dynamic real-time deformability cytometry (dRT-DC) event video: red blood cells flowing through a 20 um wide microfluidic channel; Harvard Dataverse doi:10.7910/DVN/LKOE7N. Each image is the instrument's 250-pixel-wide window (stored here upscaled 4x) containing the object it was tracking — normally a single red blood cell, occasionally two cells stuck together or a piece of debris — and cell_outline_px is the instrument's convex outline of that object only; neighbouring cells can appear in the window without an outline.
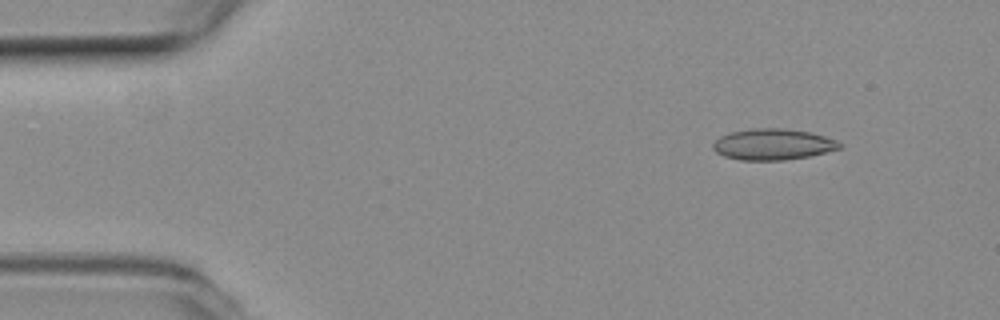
{"species": "common noctule bat (a hibernating species)", "species_latin": "Nyctalus noctula", "temperature_condition": "room temperature", "stored_images_in_passage": 4, "camera_frame_rate_fps": 3000, "um_per_image_px": 0.085, "animal": {"sex": "female", "body_mass_g": 19.3, "forearm_length_mm": 54.1}, "frame": {"image": 1, "passage_image": 2, "time_ms": 0.333, "image_size_px": [1000, 320], "cell_outline_px": [[840, 148], [808, 156], [784, 160], [740, 160], [724, 156], [716, 152], [712, 148], [712, 144], [720, 136], [732, 132], [752, 128], [784, 128], [808, 132], [824, 136], [836, 140], [840, 144]], "centroid_in_image_um": [65.65, 12.27], "position_along_channel_um": 19.4, "area_um2": 22.72}}